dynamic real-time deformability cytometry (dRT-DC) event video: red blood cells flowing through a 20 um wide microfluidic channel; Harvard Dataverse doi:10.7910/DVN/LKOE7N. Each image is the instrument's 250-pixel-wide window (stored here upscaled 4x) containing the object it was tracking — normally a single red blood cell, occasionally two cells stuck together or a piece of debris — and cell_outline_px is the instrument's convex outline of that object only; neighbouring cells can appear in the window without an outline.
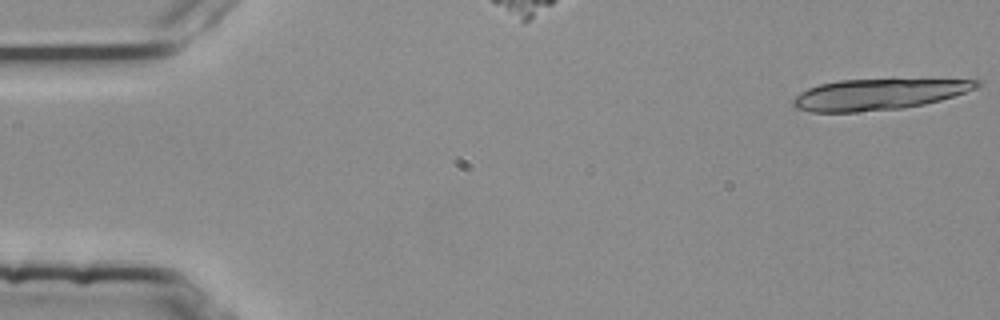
{"species": "common noctule bat (a hibernating species)", "species_latin": "Nyctalus noctula", "temperature_condition": "room temperature", "stored_images_in_passage": 6, "camera_frame_rate_fps": 3000, "um_per_image_px": 0.085, "animal": {"sex": "female", "body_mass_g": 25.1}, "frame": {"image": 1, "passage_image": 1, "time_ms": 0.0, "image_size_px": [1000, 320], "cell_outline_px": [[984, 84], [976, 88], [940, 100], [924, 104], [904, 108], [856, 112], [812, 112], [792, 108], [792, 100], [800, 92], [808, 88], [820, 84], [840, 80], [980, 80]], "centroid_in_image_um": [74.6, 8.03], "position_along_channel_um": 10.4, "area_um2": 32.83}}
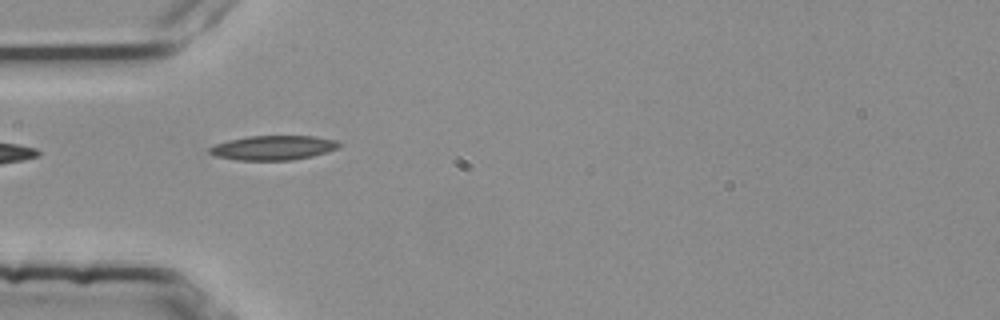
{"frame": {"image": 2, "passage_image": 5, "time_ms": 1.333, "image_size_px": [1000, 320], "cell_outline_px": [[340, 148], [328, 152], [312, 156], [292, 160], [236, 160], [216, 156], [208, 152], [208, 148], [216, 144], [228, 140], [248, 136], [316, 136], [336, 140], [340, 144]], "centroid_in_image_um": [23.24, 12.56], "position_along_channel_um": 61.8, "area_um2": 18.55}}